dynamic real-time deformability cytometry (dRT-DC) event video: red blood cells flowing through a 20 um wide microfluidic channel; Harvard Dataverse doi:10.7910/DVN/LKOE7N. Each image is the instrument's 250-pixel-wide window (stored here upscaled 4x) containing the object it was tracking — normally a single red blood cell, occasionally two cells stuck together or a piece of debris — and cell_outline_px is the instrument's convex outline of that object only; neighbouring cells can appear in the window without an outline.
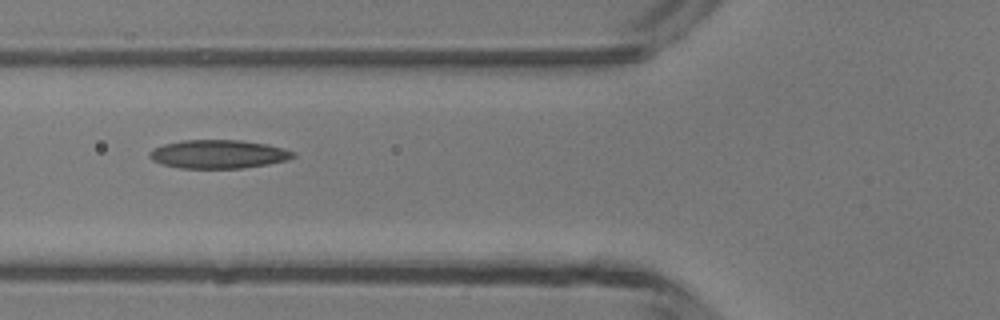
{"species": "common noctule bat (a hibernating species)", "species_latin": "Nyctalus noctula", "temperature_condition": "room temperature", "stored_images_in_passage": 4, "camera_frame_rate_fps": 3000, "um_per_image_px": 0.085, "animal": {"sex": "male", "body_mass_g": 13.3}, "frame": {"image": 1, "passage_image": 4, "time_ms": 3.333, "image_size_px": [1000, 320], "cell_outline_px": [[296, 156], [288, 160], [268, 164], [240, 168], [180, 168], [164, 164], [152, 160], [148, 156], [148, 152], [152, 148], [164, 144], [184, 140], [240, 140], [268, 144], [284, 148], [296, 152]], "centroid_in_image_um": [18.58, 13.1], "position_along_channel_um": 107.2, "area_um2": 23.99}}